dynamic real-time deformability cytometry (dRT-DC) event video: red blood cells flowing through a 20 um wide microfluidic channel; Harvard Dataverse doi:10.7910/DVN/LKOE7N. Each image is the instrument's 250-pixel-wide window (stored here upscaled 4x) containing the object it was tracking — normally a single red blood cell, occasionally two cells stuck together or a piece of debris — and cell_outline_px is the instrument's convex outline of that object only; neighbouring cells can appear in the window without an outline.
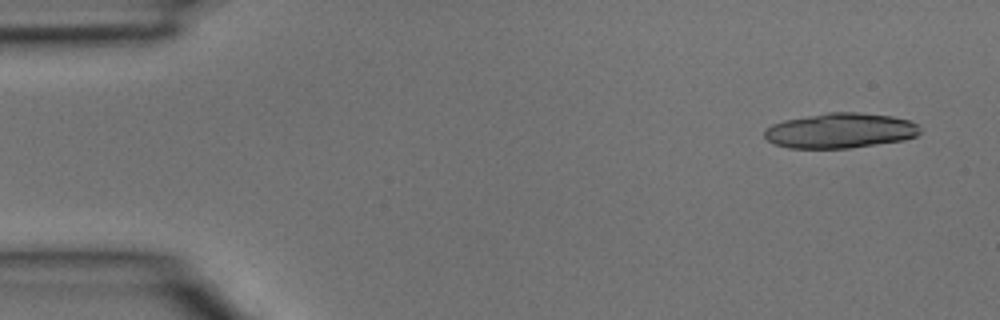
{"species": "common noctule bat (a hibernating species)", "species_latin": "Nyctalus noctula", "temperature_condition": "room temperature", "stored_images_in_passage": 40, "segment_of_instrument_passage": [1, 2], "camera_frame_rate_fps": 3000, "um_per_image_px": 0.085, "animal": {"sex": "male", "body_mass_g": 15.6}, "frame": {"image": 1, "passage_image": 2, "time_ms": 0.333, "image_size_px": [1000, 320], "cell_outline_px": [[920, 132], [916, 136], [904, 140], [848, 148], [788, 148], [776, 144], [768, 140], [764, 136], [764, 128], [772, 124], [784, 120], [828, 112], [856, 112], [892, 116], [912, 120], [920, 124]], "centroid_in_image_um": [71.44, 11.09], "position_along_channel_um": 13.6, "area_um2": 31.96}}